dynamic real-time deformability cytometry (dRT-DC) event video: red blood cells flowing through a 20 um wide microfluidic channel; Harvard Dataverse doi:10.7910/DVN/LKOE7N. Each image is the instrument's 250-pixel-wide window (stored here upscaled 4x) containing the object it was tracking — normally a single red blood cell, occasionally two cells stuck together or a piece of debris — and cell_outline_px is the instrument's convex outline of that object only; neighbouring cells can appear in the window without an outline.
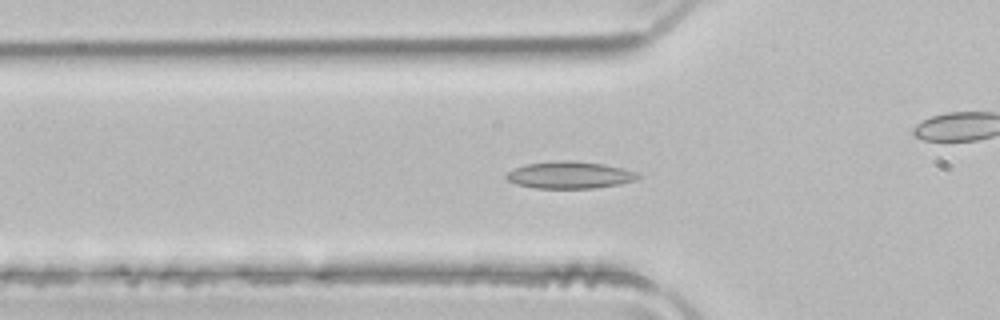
{"species": "common noctule bat (a hibernating species)", "species_latin": "Nyctalus noctula", "temperature_condition": "room temperature", "stored_images_in_passage": 51, "camera_frame_rate_fps": 3000, "um_per_image_px": 0.085, "animal": {"sex": "male", "body_mass_g": 21.5, "forearm_length_mm": 52.0}, "frame": {"image": 1, "passage_image": 16, "time_ms": 5.0, "image_size_px": [1000, 320], "cell_outline_px": [[640, 176], [636, 180], [620, 184], [592, 188], [536, 188], [516, 184], [508, 180], [504, 176], [508, 172], [524, 164], [560, 160], [572, 160], [604, 164], [636, 172]], "centroid_in_image_um": [48.41, 14.87], "position_along_channel_um": 77.4, "area_um2": 20.63}}
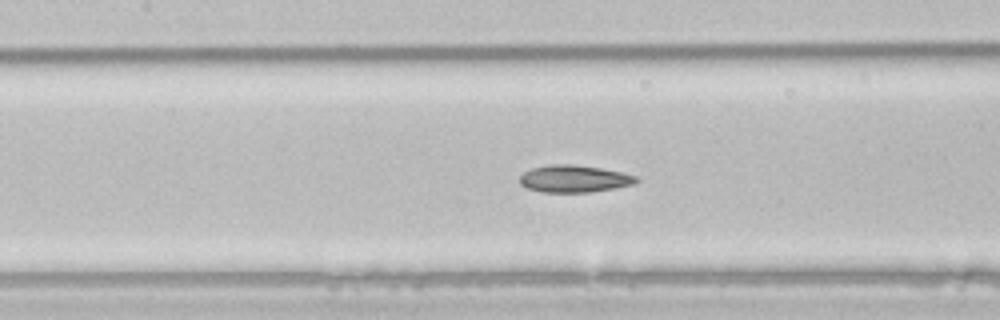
{"frame": {"image": 2, "passage_image": 22, "time_ms": 7.0, "image_size_px": [1000, 320], "cell_outline_px": [[640, 180], [636, 184], [588, 192], [540, 192], [528, 188], [520, 184], [520, 176], [524, 172], [532, 168], [552, 164], [572, 164], [600, 168], [620, 172], [636, 176]], "centroid_in_image_um": [48.8, 15.19], "position_along_channel_um": 158.6, "area_um2": 18.32}}
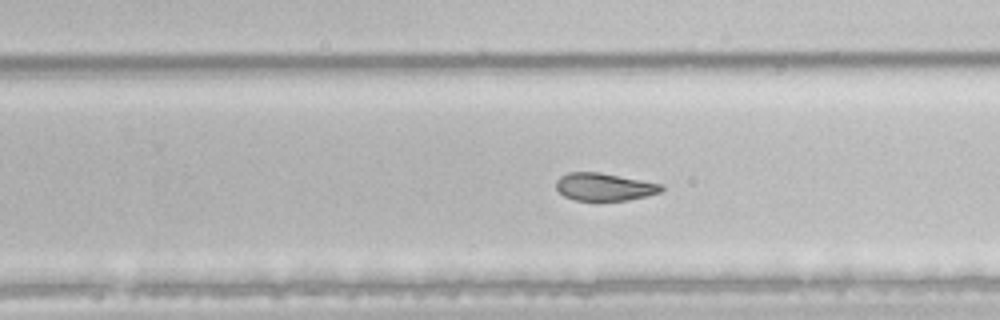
{"frame": {"image": 3, "passage_image": 31, "time_ms": 10.0, "image_size_px": [1000, 320], "cell_outline_px": [[664, 188], [660, 192], [648, 196], [628, 200], [576, 200], [564, 196], [556, 188], [556, 180], [560, 176], [568, 172], [600, 172], [664, 184]], "centroid_in_image_um": [51.39, 15.87], "position_along_channel_um": 278.4, "area_um2": 17.05}, "authors_computed_cell_mechanics": {"area_um2": 20.1722, "velocity_mm_per_s": 4.0142, "shape_relaxation_time_tau1_ms": null, "shape_relaxation_time_tau2_ms": 2.8503, "deformation_change_tau1": null, "deformation_change_tau2": 0.0715}}